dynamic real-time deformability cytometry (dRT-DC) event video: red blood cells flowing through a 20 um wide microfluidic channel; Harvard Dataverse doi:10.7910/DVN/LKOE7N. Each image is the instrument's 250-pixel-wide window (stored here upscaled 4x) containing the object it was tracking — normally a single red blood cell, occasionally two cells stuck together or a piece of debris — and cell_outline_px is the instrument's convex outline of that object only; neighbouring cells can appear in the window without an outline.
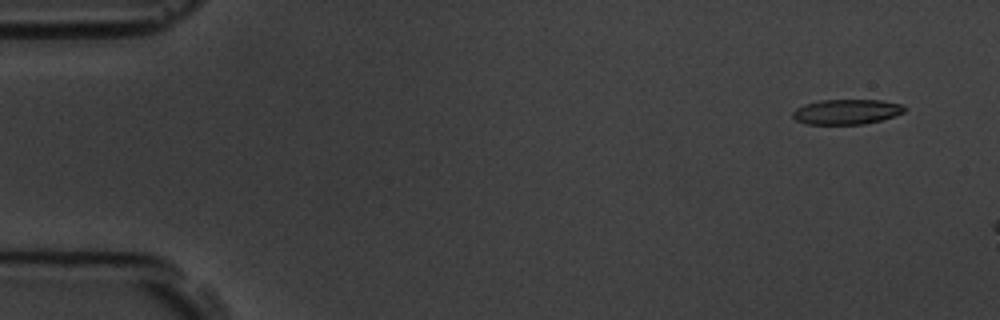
{"species": "common noctule bat (a hibernating species)", "species_latin": "Nyctalus noctula", "temperature_condition": "room temperature", "stored_images_in_passage": 4, "camera_frame_rate_fps": 3000, "um_per_image_px": 0.085, "animal": {"sex": "male", "body_mass_g": 19.5, "forearm_length_mm": 54.6}, "frame": {"image": 1, "passage_image": 2, "time_ms": 1.0, "image_size_px": [1000, 320], "cell_outline_px": [[904, 112], [880, 120], [864, 124], [808, 124], [796, 120], [792, 116], [792, 112], [796, 108], [804, 104], [820, 100], [880, 100], [904, 104]], "centroid_in_image_um": [71.94, 9.49], "position_along_channel_um": 13.1, "area_um2": 16.24}}